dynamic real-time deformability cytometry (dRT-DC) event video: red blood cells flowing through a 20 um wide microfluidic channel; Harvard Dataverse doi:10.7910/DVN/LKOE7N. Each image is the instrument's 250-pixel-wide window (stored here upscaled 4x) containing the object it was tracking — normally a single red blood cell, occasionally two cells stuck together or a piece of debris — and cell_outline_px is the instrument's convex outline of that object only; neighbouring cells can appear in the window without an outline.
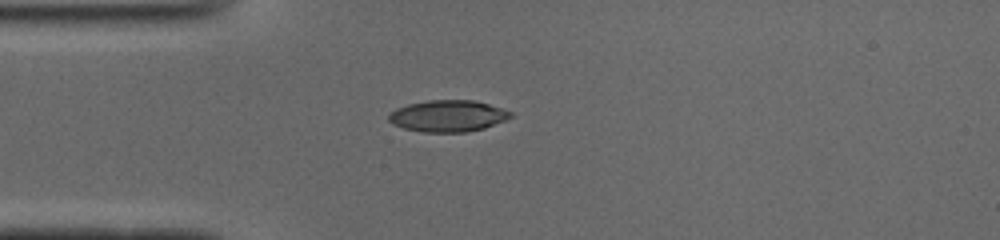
{"species": "common noctule bat (a hibernating species)", "species_latin": "Nyctalus noctula", "temperature_condition": "cold", "stored_images_in_passage": 39, "camera_frame_rate_fps": 3000, "um_per_image_px": 0.085, "animal": {"sex": "male", "body_mass_g": 19.0, "forearm_length_mm": 50.8}, "frame": {"image": 1, "passage_image": 1, "time_ms": 0.0, "image_size_px": [1000, 240], "cell_outline_px": [[512, 116], [504, 120], [484, 128], [464, 132], [424, 132], [404, 128], [392, 124], [388, 120], [388, 116], [396, 108], [408, 104], [428, 100], [472, 100], [488, 104], [512, 112]], "centroid_in_image_um": [38.04, 9.85], "position_along_channel_um": 47.0, "area_um2": 22.2}}
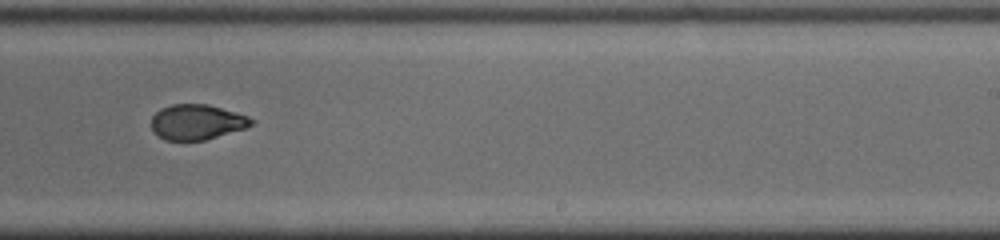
{"frame": {"image": 2, "passage_image": 19, "time_ms": 6.0, "image_size_px": [1000, 240], "cell_outline_px": [[256, 120], [252, 124], [244, 128], [204, 140], [164, 140], [152, 128], [152, 116], [160, 108], [172, 104], [208, 104], [248, 116]], "centroid_in_image_um": [16.73, 10.36], "position_along_channel_um": 272.3, "area_um2": 20.29}}
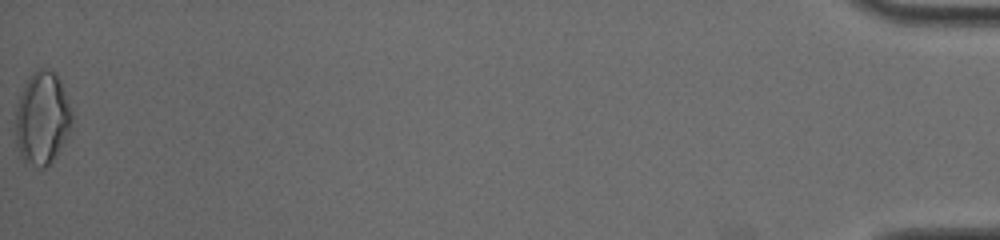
{"frame": {"image": 3, "passage_image": 39, "time_ms": 12.667, "image_size_px": [1000, 240], "cell_outline_px": [[72, 120], [68, 136], [56, 156], [44, 168], [40, 168], [24, 160], [20, 156], [16, 140], [16, 104], [28, 76], [32, 72], [40, 68], [44, 68], [56, 72], [60, 80], [72, 112]], "centroid_in_image_um": [3.59, 10.03], "position_along_channel_um": 431.6, "area_um2": 30.52}, "authors_computed_cell_mechanics": {"area_um2": 22.0796, "velocity_mm_per_s": 3.9451, "shape_relaxation_time_tau1_ms": 7.8154, "shape_relaxation_time_tau2_ms": 1.4445, "deformation_change_tau1": 0.209, "deformation_change_tau2": 0.0596}}